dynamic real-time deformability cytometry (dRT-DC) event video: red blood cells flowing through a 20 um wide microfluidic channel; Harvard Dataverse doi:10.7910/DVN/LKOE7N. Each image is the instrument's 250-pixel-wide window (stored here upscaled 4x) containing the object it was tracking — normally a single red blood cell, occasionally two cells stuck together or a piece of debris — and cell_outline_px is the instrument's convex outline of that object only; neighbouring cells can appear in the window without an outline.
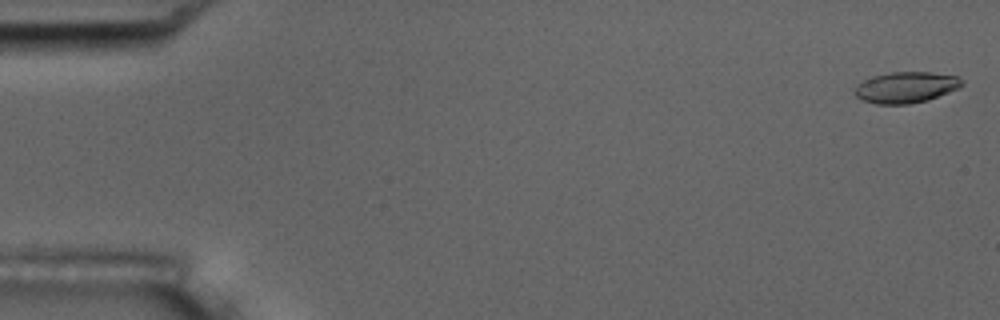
{"species": "common noctule bat (a hibernating species)", "species_latin": "Nyctalus noctula", "temperature_condition": "room temperature", "stored_images_in_passage": 11, "camera_frame_rate_fps": 3000, "um_per_image_px": 0.085, "animal": {"sex": "male", "body_mass_g": 17.5, "forearm_length_mm": 52.3}, "frame": {"image": 1, "passage_image": 1, "time_ms": 0.0, "image_size_px": [1000, 320], "cell_outline_px": [[964, 84], [960, 88], [928, 100], [908, 104], [876, 104], [860, 100], [856, 96], [856, 84], [864, 80], [876, 76], [892, 72], [932, 72], [956, 76], [964, 80]], "centroid_in_image_um": [77.04, 7.43], "position_along_channel_um": 8.0, "area_um2": 19.42}}
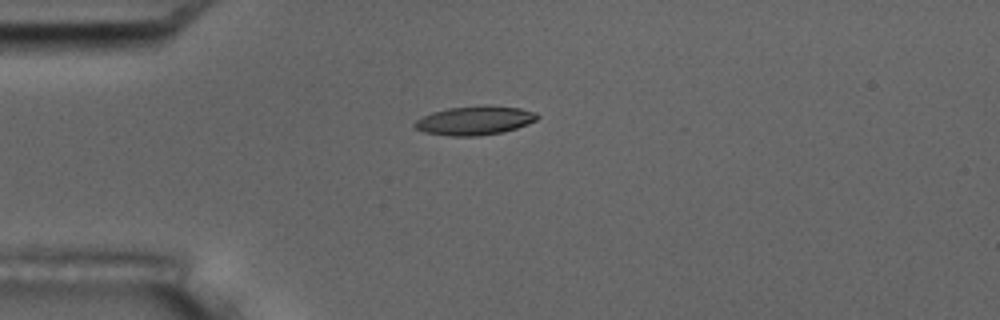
{"frame": {"image": 2, "passage_image": 4, "time_ms": 4.333, "image_size_px": [1000, 320], "cell_outline_px": [[540, 116], [536, 120], [528, 124], [516, 128], [500, 132], [480, 136], [448, 136], [424, 132], [416, 128], [412, 124], [416, 120], [432, 112], [448, 108], [488, 104], [520, 108], [536, 112]], "centroid_in_image_um": [40.36, 10.23], "position_along_channel_um": 44.6, "area_um2": 20.81}}
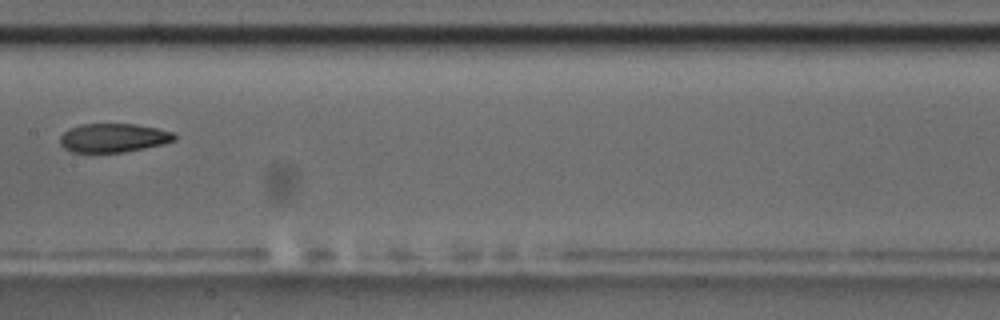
{"frame": {"image": 3, "passage_image": 8, "time_ms": 9.0, "image_size_px": [1000, 320], "cell_outline_px": [[176, 140], [164, 144], [124, 152], [72, 152], [64, 148], [60, 144], [60, 136], [68, 128], [80, 124], [136, 124], [156, 128], [172, 132], [176, 136]], "centroid_in_image_um": [9.62, 11.71], "position_along_channel_um": 197.8, "area_um2": 19.25}}